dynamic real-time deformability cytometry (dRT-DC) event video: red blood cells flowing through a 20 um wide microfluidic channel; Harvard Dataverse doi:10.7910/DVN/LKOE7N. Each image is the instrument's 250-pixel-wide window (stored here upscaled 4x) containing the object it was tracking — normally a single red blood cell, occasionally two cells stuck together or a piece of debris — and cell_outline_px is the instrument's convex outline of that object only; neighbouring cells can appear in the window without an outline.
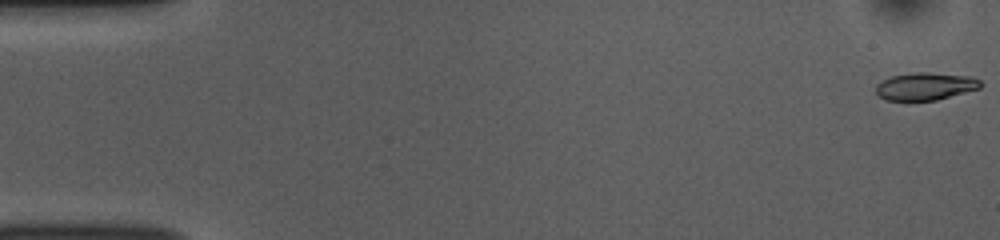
{"species": "common noctule bat (a hibernating species)", "species_latin": "Nyctalus noctula", "temperature_condition": "room temperature", "stored_images_in_passage": 53, "camera_frame_rate_fps": 3000, "um_per_image_px": 0.085, "animal": {"sex": "female", "body_mass_g": 10.0, "forearm_length_mm": 53.1}, "frame": {"image": 1, "passage_image": 1, "time_ms": 0.0, "image_size_px": [1000, 240], "cell_outline_px": [[984, 84], [980, 88], [936, 100], [884, 100], [876, 92], [876, 84], [892, 76], [916, 72], [928, 72], [972, 76], [980, 80]], "centroid_in_image_um": [78.69, 7.33], "position_along_channel_um": 6.3, "area_um2": 16.76}}
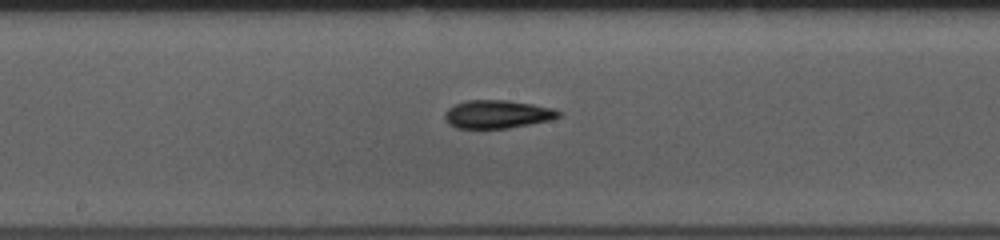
{"frame": {"image": 2, "passage_image": 28, "time_ms": 9.0, "image_size_px": [1000, 240], "cell_outline_px": [[564, 112], [560, 116], [548, 120], [508, 128], [456, 128], [448, 124], [444, 116], [448, 108], [456, 104], [468, 100], [508, 100], [532, 104], [552, 108]], "centroid_in_image_um": [42.27, 9.7], "position_along_channel_um": 205.9, "area_um2": 18.55}}
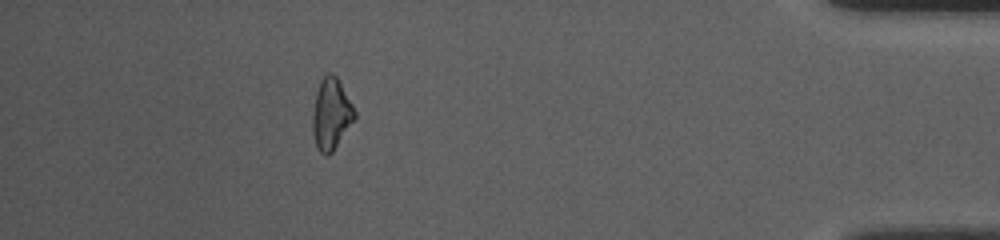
{"frame": {"image": 3, "passage_image": 48, "time_ms": 15.667, "image_size_px": [1000, 240], "cell_outline_px": [[356, 116], [332, 152], [328, 156], [324, 156], [316, 148], [312, 132], [312, 116], [316, 92], [320, 80], [328, 72], [332, 72], [336, 76], [352, 104], [356, 112]], "centroid_in_image_um": [28.12, 9.7], "position_along_channel_um": 407.1, "area_um2": 17.4}, "authors_computed_cell_mechanics": {"area_um2": 18.0336, "velocity_mm_per_s": 3.7758, "shape_relaxation_time_tau1_ms": 3.4627, "shape_relaxation_time_tau2_ms": 5.2265, "deformation_change_tau1": 0.1397, "deformation_change_tau2": 0.1269}}